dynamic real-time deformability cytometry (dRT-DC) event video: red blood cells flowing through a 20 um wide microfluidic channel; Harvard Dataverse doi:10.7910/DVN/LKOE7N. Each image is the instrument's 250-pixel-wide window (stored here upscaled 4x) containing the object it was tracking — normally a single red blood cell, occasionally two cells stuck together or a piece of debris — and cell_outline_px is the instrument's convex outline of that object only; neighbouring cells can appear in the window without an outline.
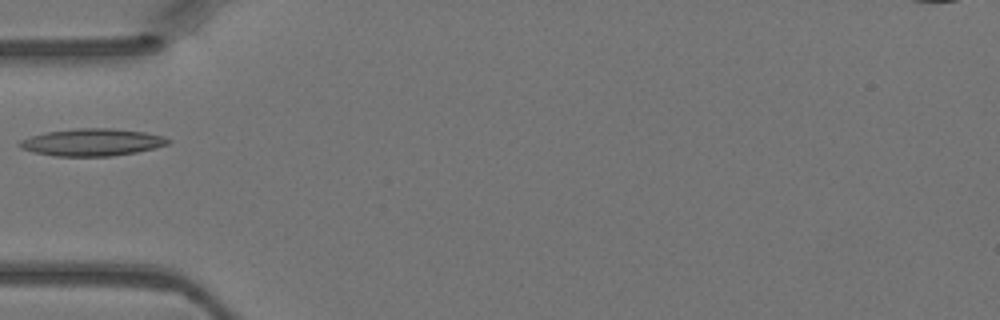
{"species": "Egyptian fruit bat (a non-hibernating species)", "species_latin": "Rousettus aegyptiacus", "temperature_condition": "warm", "stored_images_in_passage": 1, "camera_frame_rate_fps": 3000, "um_per_image_px": 0.085, "animal": {"sex": "female"}, "frame": {"image": 1, "passage_image": 1, "time_ms": 0.0, "image_size_px": [1000, 320], "cell_outline_px": [[172, 140], [168, 144], [136, 152], [112, 156], [56, 156], [32, 152], [20, 148], [16, 144], [20, 140], [44, 132], [76, 128], [112, 128], [144, 132], [164, 136]], "centroid_in_image_um": [7.79, 12.09], "position_along_channel_um": 77.2, "area_um2": 23.64}}